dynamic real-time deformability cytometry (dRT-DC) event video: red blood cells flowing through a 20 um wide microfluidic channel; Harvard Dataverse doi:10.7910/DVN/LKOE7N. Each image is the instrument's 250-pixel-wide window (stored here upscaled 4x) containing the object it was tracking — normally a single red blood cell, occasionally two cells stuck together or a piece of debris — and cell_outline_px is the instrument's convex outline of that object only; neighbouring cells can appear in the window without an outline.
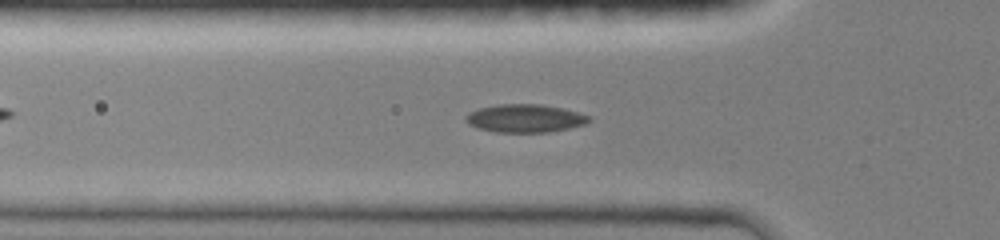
{"species": "common noctule bat (a hibernating species)", "species_latin": "Nyctalus noctula", "temperature_condition": "room temperature", "stored_images_in_passage": 46, "camera_frame_rate_fps": 3000, "um_per_image_px": 0.085, "animal": {"sex": "female", "body_mass_g": 19.0, "forearm_length_mm": 51.5}, "frame": {"image": 1, "passage_image": 14, "time_ms": 4.333, "image_size_px": [1000, 240], "cell_outline_px": [[592, 120], [584, 124], [568, 128], [548, 132], [496, 132], [480, 128], [468, 124], [464, 120], [464, 116], [480, 108], [496, 104], [540, 104], [560, 108], [592, 116]], "centroid_in_image_um": [44.62, 10.05], "position_along_channel_um": 81.2, "area_um2": 20.0}}
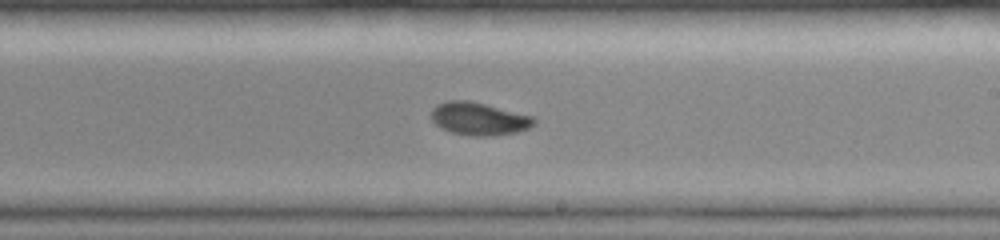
{"frame": {"image": 2, "passage_image": 26, "time_ms": 8.333, "image_size_px": [1000, 240], "cell_outline_px": [[536, 124], [528, 128], [516, 132], [492, 136], [472, 136], [452, 132], [440, 128], [432, 120], [432, 108], [436, 104], [448, 100], [468, 100], [536, 116]], "centroid_in_image_um": [40.74, 10.09], "position_along_channel_um": 248.3, "area_um2": 19.83}}
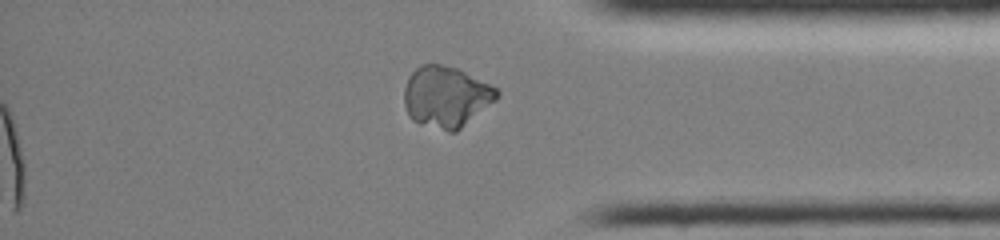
{"frame": {"image": 3, "passage_image": 46, "time_ms": 15.0, "image_size_px": [1000, 240], "cell_outline_px": [[500, 92], [496, 100], [456, 132], [448, 132], [420, 124], [412, 120], [408, 116], [404, 104], [404, 88], [408, 76], [420, 64], [440, 64], [456, 68], [496, 88]], "centroid_in_image_um": [37.88, 8.24], "position_along_channel_um": 397.3, "area_um2": 33.0}, "authors_computed_cell_mechanics": {"area_um2": 19.363, "velocity_mm_per_s": 4.1928, "shape_relaxation_time_tau1_ms": 9.7748, "shape_relaxation_time_tau2_ms": 2.8865, "deformation_change_tau1": 0.2299, "deformation_change_tau2": 0.0495}}